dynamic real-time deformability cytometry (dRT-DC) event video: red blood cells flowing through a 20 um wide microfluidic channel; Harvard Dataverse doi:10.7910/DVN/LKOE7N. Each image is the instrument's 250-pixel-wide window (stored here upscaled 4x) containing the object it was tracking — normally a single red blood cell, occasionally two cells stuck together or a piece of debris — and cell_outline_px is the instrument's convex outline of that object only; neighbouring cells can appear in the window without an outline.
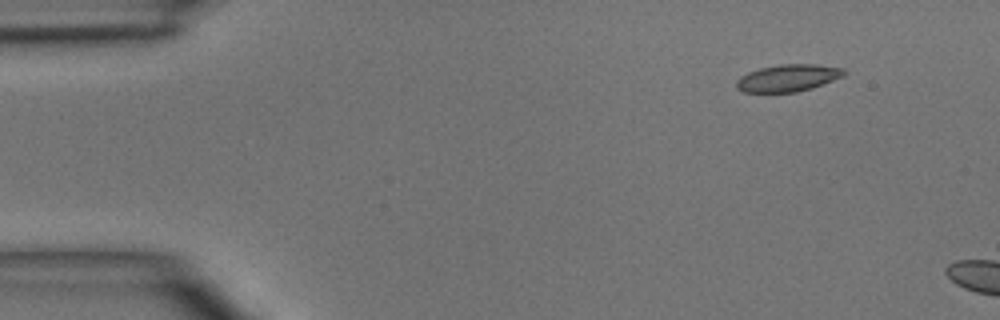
{"species": "common noctule bat (a hibernating species)", "species_latin": "Nyctalus noctula", "temperature_condition": "room temperature", "stored_images_in_passage": 4, "camera_frame_rate_fps": 3000, "um_per_image_px": 0.085, "animal": {"sex": "male", "body_mass_g": 15.6}, "frame": {"image": 1, "passage_image": 2, "time_ms": 1.333, "image_size_px": [1000, 320], "cell_outline_px": [[848, 72], [844, 76], [812, 88], [796, 92], [744, 92], [736, 88], [736, 80], [740, 76], [748, 72], [760, 68], [780, 64], [816, 64], [844, 68]], "centroid_in_image_um": [66.99, 6.62], "position_along_channel_um": 18.0, "area_um2": 17.11}}